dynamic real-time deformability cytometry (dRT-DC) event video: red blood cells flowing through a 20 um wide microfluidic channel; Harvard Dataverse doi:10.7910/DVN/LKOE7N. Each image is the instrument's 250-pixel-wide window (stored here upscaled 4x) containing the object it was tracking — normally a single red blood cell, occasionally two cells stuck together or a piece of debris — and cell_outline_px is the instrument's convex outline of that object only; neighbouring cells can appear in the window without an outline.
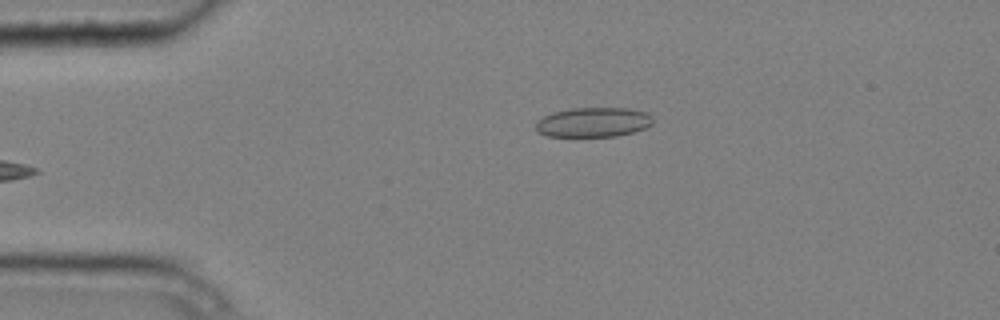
{"species": "common noctule bat (a hibernating species)", "species_latin": "Nyctalus noctula", "temperature_condition": "cold", "stored_images_in_passage": 4, "camera_frame_rate_fps": 3000, "um_per_image_px": 0.085, "animal": {"sex": "male", "body_mass_g": 20.4}, "frame": {"image": 1, "passage_image": 4, "time_ms": 1.0, "image_size_px": [1000, 320], "cell_outline_px": [[652, 124], [644, 128], [632, 132], [616, 136], [548, 136], [540, 132], [536, 128], [536, 120], [552, 112], [572, 108], [628, 108], [648, 112], [652, 116]], "centroid_in_image_um": [50.44, 10.37], "position_along_channel_um": 34.6, "area_um2": 20.17}}